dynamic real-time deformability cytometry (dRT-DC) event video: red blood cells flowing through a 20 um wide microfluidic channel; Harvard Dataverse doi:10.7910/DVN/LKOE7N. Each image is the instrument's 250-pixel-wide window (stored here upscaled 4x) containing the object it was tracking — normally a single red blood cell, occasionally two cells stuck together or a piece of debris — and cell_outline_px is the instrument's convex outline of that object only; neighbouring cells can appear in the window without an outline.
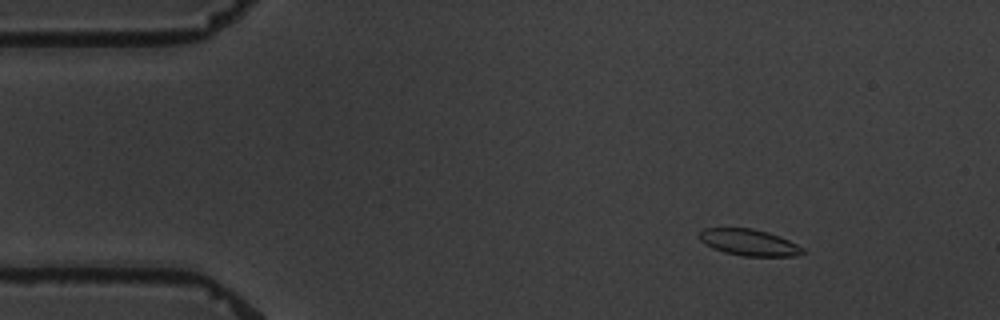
{"species": "common noctule bat (a hibernating species)", "species_latin": "Nyctalus noctula", "temperature_condition": "warm", "stored_images_in_passage": 7, "camera_frame_rate_fps": 3000, "um_per_image_px": 0.085, "animal": {"sex": "male", "body_mass_g": 19.5, "forearm_length_mm": 54.6}, "frame": {"image": 1, "passage_image": 2, "time_ms": 1.0, "image_size_px": [1000, 320], "cell_outline_px": [[808, 252], [796, 256], [744, 256], [724, 252], [712, 248], [704, 244], [696, 236], [704, 228], [752, 228], [768, 232], [788, 240], [804, 248]], "centroid_in_image_um": [63.66, 20.61], "position_along_channel_um": 21.3, "area_um2": 16.07}}
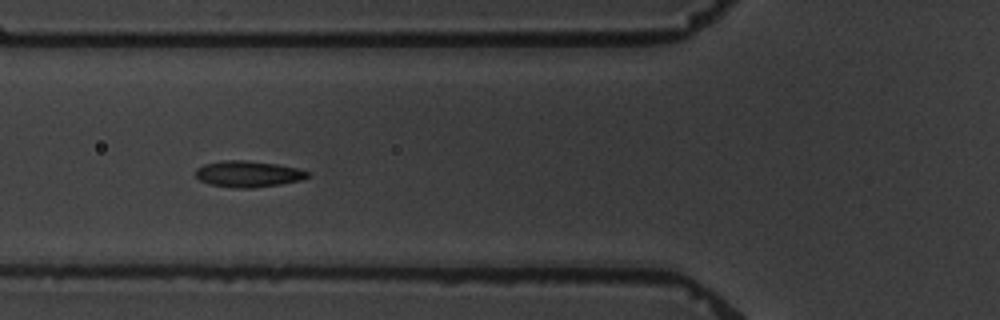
{"frame": {"image": 2, "passage_image": 6, "time_ms": 5.667, "image_size_px": [1000, 320], "cell_outline_px": [[308, 176], [300, 180], [280, 184], [252, 188], [232, 188], [212, 184], [200, 180], [196, 176], [196, 168], [204, 164], [224, 160], [244, 160], [276, 164], [296, 168], [308, 172]], "centroid_in_image_um": [21.06, 14.78], "position_along_channel_um": 104.7, "area_um2": 16.88}}
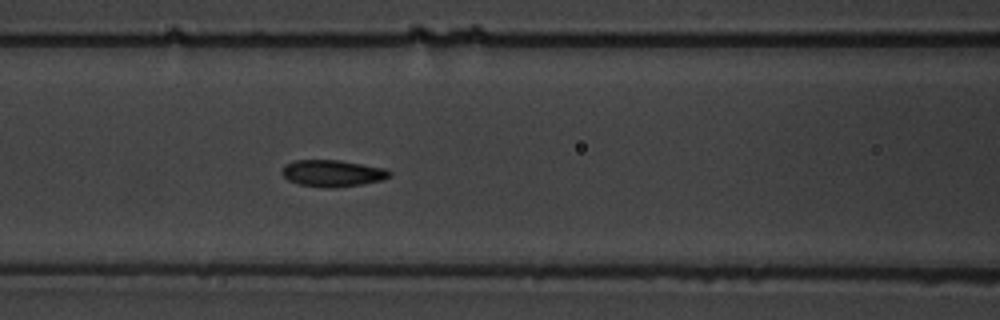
{"frame": {"image": 3, "passage_image": 7, "time_ms": 6.667, "image_size_px": [1000, 320], "cell_outline_px": [[392, 176], [380, 180], [360, 184], [332, 188], [300, 184], [288, 180], [280, 172], [284, 164], [296, 160], [340, 160], [388, 168], [392, 172]], "centroid_in_image_um": [28.28, 14.71], "position_along_channel_um": 138.3, "area_um2": 16.76}}